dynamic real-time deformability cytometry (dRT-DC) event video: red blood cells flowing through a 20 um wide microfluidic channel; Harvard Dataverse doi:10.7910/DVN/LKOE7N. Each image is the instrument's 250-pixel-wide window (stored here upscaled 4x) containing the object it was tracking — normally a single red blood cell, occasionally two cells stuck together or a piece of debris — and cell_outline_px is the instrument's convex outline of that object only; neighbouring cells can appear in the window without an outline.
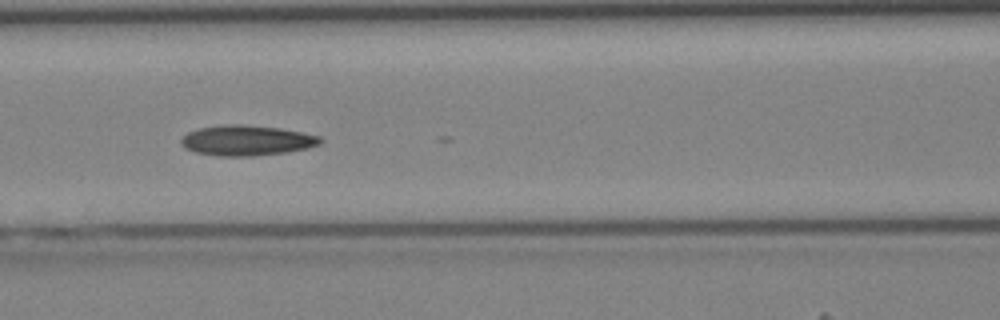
{"species": "Egyptian fruit bat (a non-hibernating species)", "species_latin": "Rousettus aegyptiacus", "temperature_condition": "cold", "stored_images_in_passage": 27, "camera_frame_rate_fps": 3000, "um_per_image_px": 0.085, "animal": {"sex": "female"}, "frame": {"image": 1, "passage_image": 19, "time_ms": 6.0, "image_size_px": [1000, 320], "cell_outline_px": [[324, 140], [320, 144], [308, 148], [288, 152], [252, 156], [220, 156], [196, 152], [184, 148], [180, 144], [180, 140], [188, 132], [200, 128], [224, 124], [244, 124], [280, 128], [320, 136]], "centroid_in_image_um": [20.98, 11.93], "position_along_channel_um": 145.6, "area_um2": 24.68}}
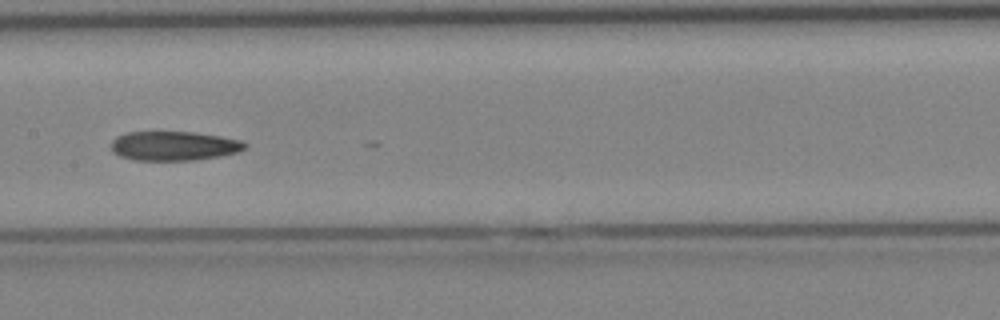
{"frame": {"image": 2, "passage_image": 22, "time_ms": 7.0, "image_size_px": [1000, 320], "cell_outline_px": [[248, 148], [240, 152], [220, 156], [196, 160], [132, 160], [120, 156], [112, 152], [112, 140], [116, 136], [124, 132], [196, 132], [220, 136], [240, 140], [248, 144]], "centroid_in_image_um": [14.81, 12.4], "position_along_channel_um": 192.6, "area_um2": 23.12}}